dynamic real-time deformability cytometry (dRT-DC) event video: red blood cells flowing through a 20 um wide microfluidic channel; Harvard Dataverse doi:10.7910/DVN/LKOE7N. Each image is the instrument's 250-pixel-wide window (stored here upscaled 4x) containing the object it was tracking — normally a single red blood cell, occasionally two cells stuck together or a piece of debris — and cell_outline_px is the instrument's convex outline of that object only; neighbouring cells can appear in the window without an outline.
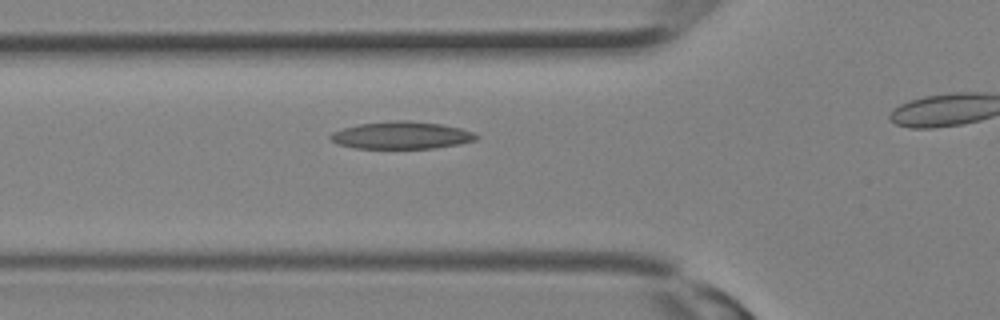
{"species": "Egyptian fruit bat (a non-hibernating species)", "species_latin": "Rousettus aegyptiacus", "temperature_condition": "room temperature", "stored_images_in_passage": 12, "camera_frame_rate_fps": 3000, "um_per_image_px": 0.085, "animal": {"sex": "female"}, "frame": {"image": 1, "passage_image": 7, "time_ms": 2.0, "image_size_px": [1000, 320], "cell_outline_px": [[480, 136], [476, 140], [460, 144], [436, 148], [356, 148], [340, 144], [332, 140], [328, 136], [332, 132], [344, 128], [360, 124], [396, 120], [408, 120], [440, 124], [460, 128], [472, 132]], "centroid_in_image_um": [34.16, 11.5], "position_along_channel_um": 91.6, "area_um2": 23.06}}
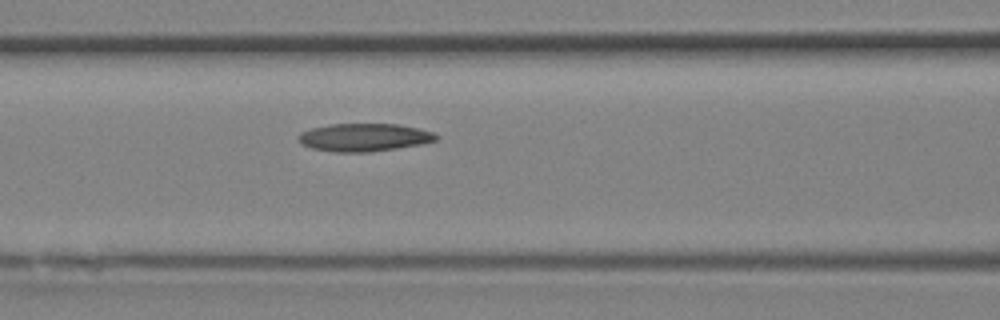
{"frame": {"image": 2, "passage_image": 9, "time_ms": 2.667, "image_size_px": [1000, 320], "cell_outline_px": [[440, 136], [436, 140], [420, 144], [396, 148], [368, 152], [332, 152], [312, 148], [300, 144], [296, 140], [296, 136], [300, 132], [312, 128], [332, 124], [396, 124], [420, 128], [432, 132]], "centroid_in_image_um": [30.9, 11.68], "position_along_channel_um": 135.7, "area_um2": 22.48}}